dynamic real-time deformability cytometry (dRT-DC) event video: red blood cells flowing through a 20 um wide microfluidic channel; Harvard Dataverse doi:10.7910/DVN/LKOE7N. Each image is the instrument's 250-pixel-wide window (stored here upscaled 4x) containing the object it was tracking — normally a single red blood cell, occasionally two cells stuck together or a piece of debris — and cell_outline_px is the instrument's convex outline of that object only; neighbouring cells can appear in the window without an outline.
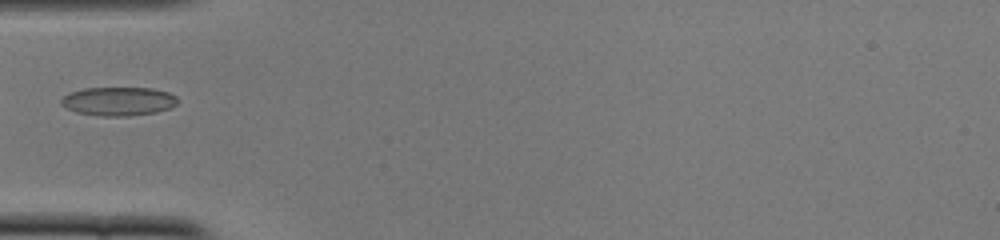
{"species": "common noctule bat (a hibernating species)", "species_latin": "Nyctalus noctula", "temperature_condition": "cold", "stored_images_in_passage": 20, "camera_frame_rate_fps": 3000, "um_per_image_px": 0.085, "animal": {"sex": "female", "body_mass_g": 22.0, "forearm_length_mm": 56.7}, "frame": {"image": 1, "passage_image": 1, "time_ms": 0.0, "image_size_px": [1000, 240], "cell_outline_px": [[176, 104], [172, 108], [156, 112], [128, 116], [100, 116], [76, 112], [60, 104], [60, 100], [64, 96], [72, 92], [84, 88], [152, 88], [168, 92], [176, 96]], "centroid_in_image_um": [10.08, 8.61], "position_along_channel_um": 74.9, "area_um2": 19.42}}